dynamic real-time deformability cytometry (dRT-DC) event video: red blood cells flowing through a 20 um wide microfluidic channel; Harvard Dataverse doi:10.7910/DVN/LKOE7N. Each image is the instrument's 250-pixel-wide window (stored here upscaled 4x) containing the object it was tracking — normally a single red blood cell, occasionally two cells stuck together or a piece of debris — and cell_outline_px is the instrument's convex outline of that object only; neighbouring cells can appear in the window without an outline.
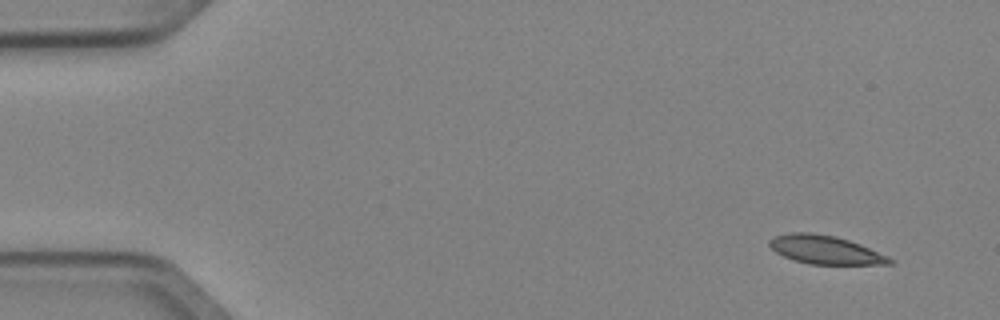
{"species": "Egyptian fruit bat (a non-hibernating species)", "species_latin": "Rousettus aegyptiacus", "temperature_condition": "cold", "stored_images_in_passage": 4, "camera_frame_rate_fps": 3000, "um_per_image_px": 0.085, "animal": {"sex": "female"}, "frame": {"image": 1, "passage_image": 1, "time_ms": 0.0, "image_size_px": [1000, 320], "cell_outline_px": [[896, 264], [808, 264], [784, 256], [776, 252], [768, 244], [768, 240], [772, 236], [792, 232], [812, 232], [836, 236], [860, 244], [888, 256], [896, 260]], "centroid_in_image_um": [70.16, 21.22], "position_along_channel_um": 14.8, "area_um2": 20.06}}
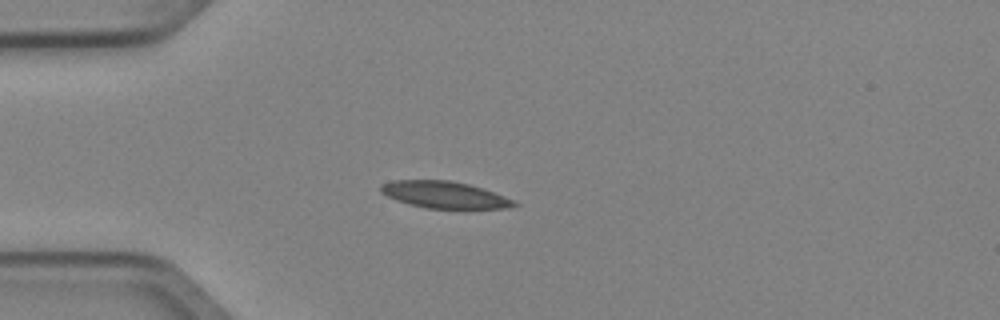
{"frame": {"image": 2, "passage_image": 4, "time_ms": 1.0, "image_size_px": [1000, 320], "cell_outline_px": [[520, 204], [508, 208], [428, 208], [408, 204], [396, 200], [380, 192], [380, 184], [392, 180], [452, 180], [468, 184], [516, 200]], "centroid_in_image_um": [37.76, 16.55], "position_along_channel_um": 47.2, "area_um2": 20.75}}